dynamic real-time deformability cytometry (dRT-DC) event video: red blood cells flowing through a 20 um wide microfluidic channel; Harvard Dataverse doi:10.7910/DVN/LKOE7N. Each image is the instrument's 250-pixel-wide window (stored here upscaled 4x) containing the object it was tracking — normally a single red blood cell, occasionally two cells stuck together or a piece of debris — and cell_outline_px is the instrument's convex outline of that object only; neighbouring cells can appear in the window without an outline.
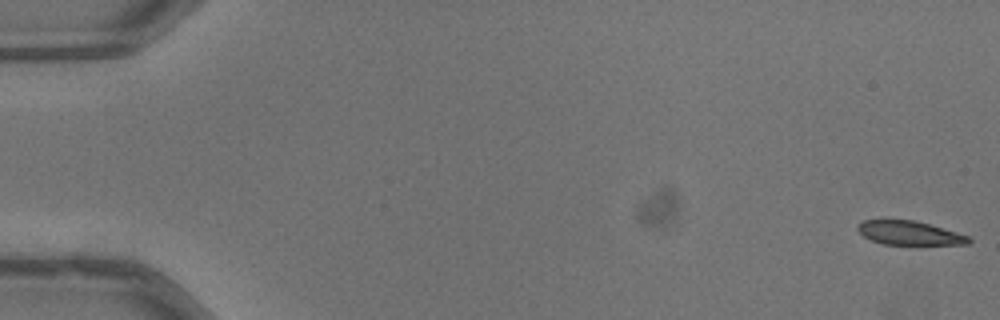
{"species": "common noctule bat (a hibernating species)", "species_latin": "Nyctalus noctula", "temperature_condition": "warm", "stored_images_in_passage": 46, "camera_frame_rate_fps": 3000, "um_per_image_px": 0.085, "animal": {"sex": "male", "body_mass_g": 13.3}, "frame": {"image": 1, "passage_image": 1, "time_ms": 0.0, "image_size_px": [1000, 320], "cell_outline_px": [[972, 240], [968, 244], [884, 244], [872, 240], [864, 236], [856, 228], [864, 220], [884, 216], [912, 220], [928, 224], [956, 232], [968, 236]], "centroid_in_image_um": [77.22, 19.75], "position_along_channel_um": 7.8, "area_um2": 15.72}}
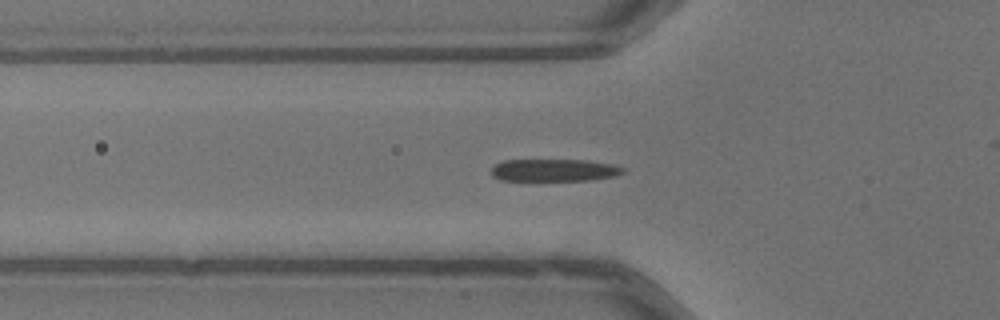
{"frame": {"image": 2, "passage_image": 19, "time_ms": 6.0, "image_size_px": [1000, 320], "cell_outline_px": [[624, 172], [616, 176], [592, 180], [500, 180], [492, 176], [492, 168], [496, 164], [504, 160], [584, 160], [612, 164], [624, 168]], "centroid_in_image_um": [47.11, 14.46], "position_along_channel_um": 78.7, "area_um2": 17.05}}
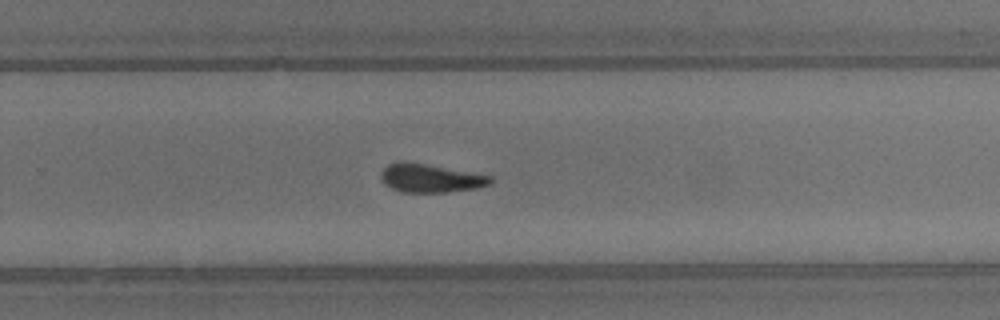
{"frame": {"image": 3, "passage_image": 35, "time_ms": 11.333, "image_size_px": [1000, 320], "cell_outline_px": [[492, 184], [480, 188], [448, 192], [400, 192], [384, 184], [380, 180], [380, 172], [388, 164], [400, 160], [424, 164], [492, 176]], "centroid_in_image_um": [36.56, 15.15], "position_along_channel_um": 293.2, "area_um2": 18.26}}